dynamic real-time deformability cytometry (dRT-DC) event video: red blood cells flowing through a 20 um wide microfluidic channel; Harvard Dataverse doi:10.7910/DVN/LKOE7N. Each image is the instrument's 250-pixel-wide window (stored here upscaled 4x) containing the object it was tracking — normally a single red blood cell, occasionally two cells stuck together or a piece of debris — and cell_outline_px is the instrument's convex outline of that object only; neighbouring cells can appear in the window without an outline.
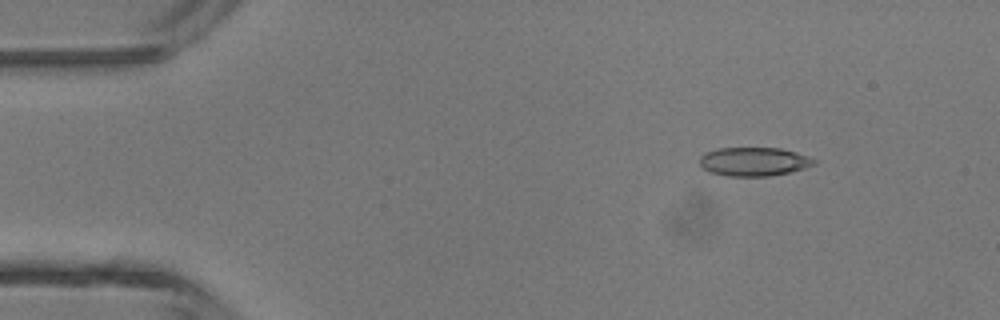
{"species": "common noctule bat (a hibernating species)", "species_latin": "Nyctalus noctula", "temperature_condition": "room temperature", "stored_images_in_passage": 4, "camera_frame_rate_fps": 3000, "um_per_image_px": 0.085, "animal": {"sex": "male", "body_mass_g": 13.3}, "frame": {"image": 1, "passage_image": 2, "time_ms": 0.333, "image_size_px": [1000, 320], "cell_outline_px": [[816, 164], [804, 168], [788, 172], [768, 176], [728, 176], [712, 172], [704, 168], [700, 164], [700, 156], [704, 152], [720, 148], [780, 148], [796, 152], [808, 156], [816, 160]], "centroid_in_image_um": [64.09, 13.73], "position_along_channel_um": 20.9, "area_um2": 19.02}}
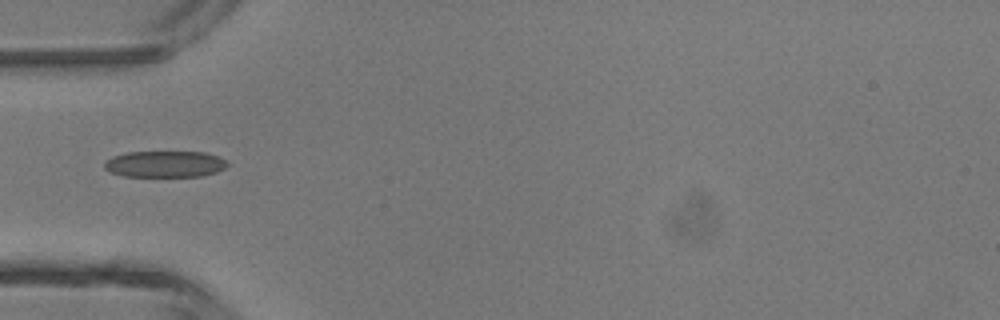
{"frame": {"image": 2, "passage_image": 4, "time_ms": 1.0, "image_size_px": [1000, 320], "cell_outline_px": [[228, 164], [224, 168], [216, 172], [200, 176], [124, 176], [112, 172], [104, 168], [104, 160], [112, 156], [128, 152], [204, 152], [216, 156], [224, 160]], "centroid_in_image_um": [13.97, 13.94], "position_along_channel_um": 71.0, "area_um2": 18.73}}